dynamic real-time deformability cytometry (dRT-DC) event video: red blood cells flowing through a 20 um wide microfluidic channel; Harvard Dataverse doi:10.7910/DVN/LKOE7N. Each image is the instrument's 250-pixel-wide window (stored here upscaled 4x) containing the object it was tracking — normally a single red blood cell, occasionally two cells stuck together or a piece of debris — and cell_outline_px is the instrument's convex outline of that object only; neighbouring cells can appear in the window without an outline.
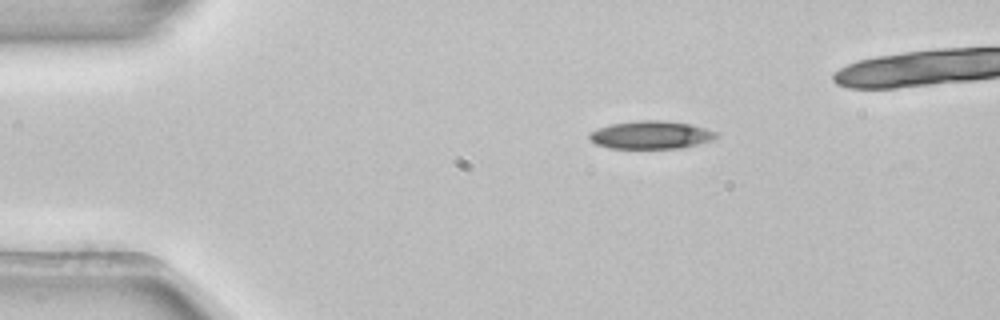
{"species": "common noctule bat (a hibernating species)", "species_latin": "Nyctalus noctula", "temperature_condition": "room temperature", "stored_images_in_passage": 3, "camera_frame_rate_fps": 3000, "um_per_image_px": 0.085, "animal": {"sex": "female", "body_mass_g": 22.7, "forearm_length_mm": 54.2}, "frame": {"image": 1, "passage_image": 1, "time_ms": 0.0, "image_size_px": [1000, 320], "cell_outline_px": [[716, 136], [712, 140], [680, 148], [608, 148], [596, 144], [588, 136], [588, 132], [612, 124], [640, 120], [660, 120], [692, 124], [716, 132]], "centroid_in_image_um": [55.3, 11.47], "position_along_channel_um": 29.7, "area_um2": 20.4}}